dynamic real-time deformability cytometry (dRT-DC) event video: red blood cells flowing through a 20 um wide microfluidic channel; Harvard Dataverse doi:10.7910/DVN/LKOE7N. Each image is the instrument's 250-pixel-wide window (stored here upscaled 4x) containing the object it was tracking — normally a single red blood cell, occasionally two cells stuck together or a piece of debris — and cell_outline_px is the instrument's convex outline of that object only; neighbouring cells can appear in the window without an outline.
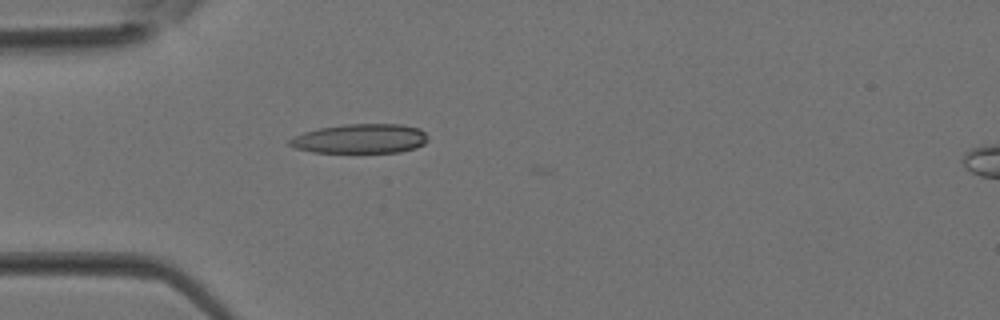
{"species": "Egyptian fruit bat (a non-hibernating species)", "species_latin": "Rousettus aegyptiacus", "temperature_condition": "room temperature", "stored_images_in_passage": 28, "camera_frame_rate_fps": 3000, "um_per_image_px": 0.085, "animal": {"sex": "female"}, "frame": {"image": 1, "passage_image": 2, "time_ms": 0.333, "image_size_px": [1000, 320], "cell_outline_px": [[428, 140], [424, 144], [416, 148], [400, 152], [312, 152], [296, 148], [288, 144], [288, 140], [292, 136], [304, 132], [320, 128], [344, 124], [404, 124], [420, 128], [428, 136]], "centroid_in_image_um": [30.65, 11.78], "position_along_channel_um": 54.4, "area_um2": 23.87}}
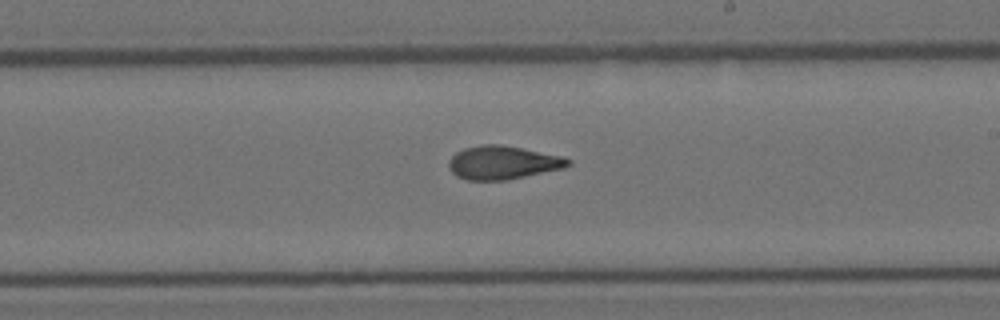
{"frame": {"image": 2, "passage_image": 13, "time_ms": 4.0, "image_size_px": [1000, 320], "cell_outline_px": [[572, 164], [564, 168], [508, 180], [468, 180], [456, 176], [448, 168], [448, 160], [456, 152], [464, 148], [484, 144], [500, 144], [564, 156], [572, 160]], "centroid_in_image_um": [42.75, 13.82], "position_along_channel_um": 246.2, "area_um2": 23.47}}
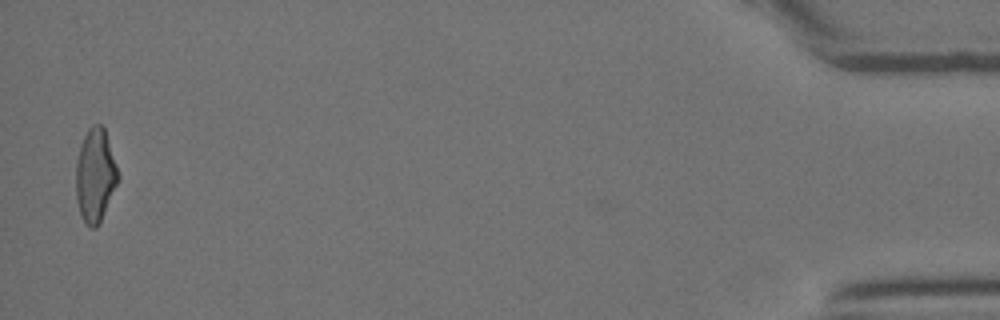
{"frame": {"image": 3, "passage_image": 28, "time_ms": 9.0, "image_size_px": [1000, 320], "cell_outline_px": [[120, 180], [100, 224], [96, 228], [92, 228], [80, 216], [76, 200], [76, 160], [80, 144], [88, 128], [92, 124], [100, 124], [104, 128], [120, 176]], "centroid_in_image_um": [8.1, 14.93], "position_along_channel_um": 427.1, "area_um2": 23.29}}